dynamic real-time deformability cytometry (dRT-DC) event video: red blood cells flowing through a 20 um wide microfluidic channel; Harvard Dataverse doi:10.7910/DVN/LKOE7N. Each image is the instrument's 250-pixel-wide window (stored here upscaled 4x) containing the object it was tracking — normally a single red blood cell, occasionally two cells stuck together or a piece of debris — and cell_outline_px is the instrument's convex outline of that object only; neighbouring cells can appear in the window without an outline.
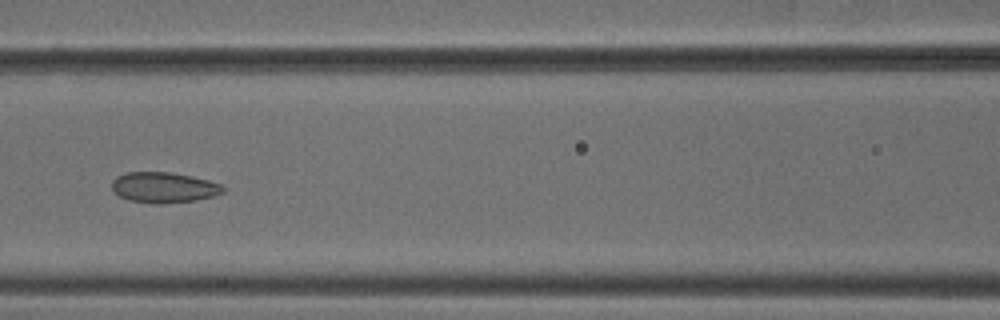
{"species": "common noctule bat (a hibernating species)", "species_latin": "Nyctalus noctula", "temperature_condition": "cold", "stored_images_in_passage": 6, "camera_frame_rate_fps": 3000, "um_per_image_px": 0.085, "animal": {"sex": "male", "body_mass_g": 18.8}, "frame": {"image": 1, "passage_image": 6, "time_ms": 1.667, "image_size_px": [1000, 320], "cell_outline_px": [[224, 192], [212, 196], [196, 200], [164, 204], [152, 204], [128, 200], [112, 192], [112, 180], [116, 176], [128, 172], [168, 172], [192, 176], [208, 180], [220, 184], [224, 188]], "centroid_in_image_um": [13.88, 15.94], "position_along_channel_um": 152.7, "area_um2": 19.94}}